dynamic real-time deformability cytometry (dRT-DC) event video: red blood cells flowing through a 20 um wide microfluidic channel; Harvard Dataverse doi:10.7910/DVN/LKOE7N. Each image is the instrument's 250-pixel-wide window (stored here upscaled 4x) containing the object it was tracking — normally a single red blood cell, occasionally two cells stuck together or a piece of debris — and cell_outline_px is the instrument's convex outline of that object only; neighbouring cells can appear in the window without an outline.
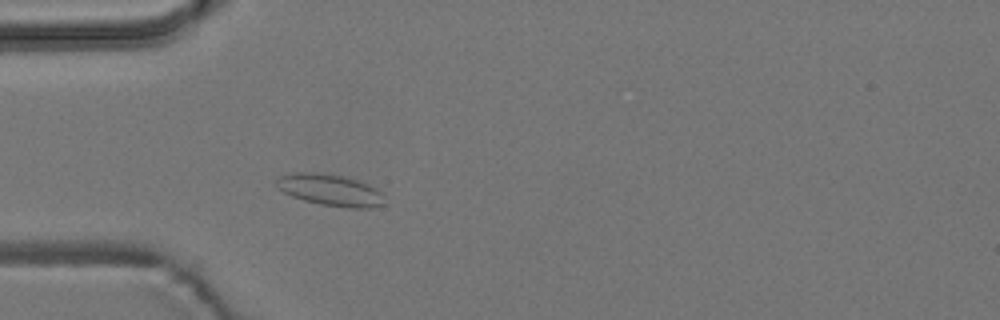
{"species": "common noctule bat (a hibernating species)", "species_latin": "Nyctalus noctula", "temperature_condition": "room temperature", "stored_images_in_passage": 41, "camera_frame_rate_fps": 3000, "um_per_image_px": 0.085, "animal": {"sex": "male", "body_mass_g": 19.2, "forearm_length_mm": 51.8}, "frame": {"image": 1, "passage_image": 13, "time_ms": 4.0, "image_size_px": [1000, 320], "cell_outline_px": [[388, 204], [372, 208], [348, 208], [320, 204], [304, 200], [292, 196], [284, 192], [276, 184], [276, 180], [280, 176], [292, 172], [316, 172], [344, 176], [368, 184], [376, 188], [380, 192]], "centroid_in_image_um": [28.12, 16.16], "position_along_channel_um": 56.9, "area_um2": 20.0}}
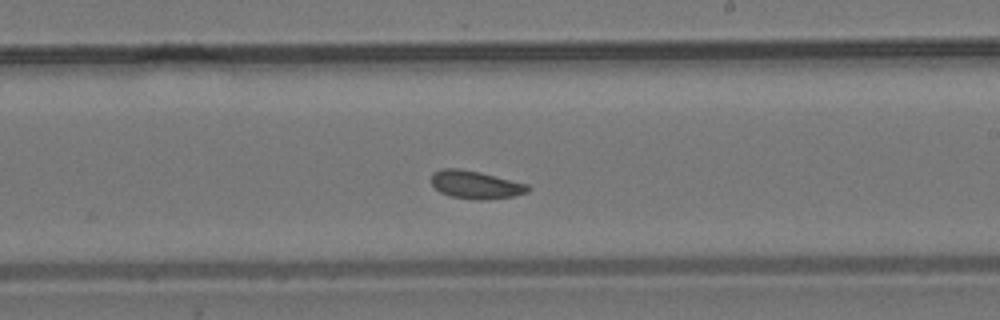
{"frame": {"image": 2, "passage_image": 29, "time_ms": 9.333, "image_size_px": [1000, 320], "cell_outline_px": [[528, 192], [512, 196], [484, 200], [476, 200], [452, 196], [440, 192], [432, 184], [432, 172], [440, 168], [460, 168], [480, 172], [528, 184]], "centroid_in_image_um": [40.4, 15.69], "position_along_channel_um": 248.6, "area_um2": 15.66}}
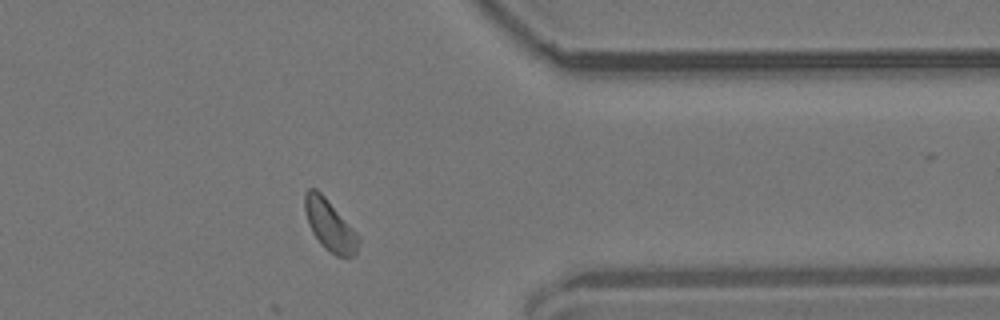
{"frame": {"image": 3, "passage_image": 41, "time_ms": 13.333, "image_size_px": [1000, 320], "cell_outline_px": [[360, 244], [356, 252], [352, 256], [336, 256], [324, 248], [312, 232], [308, 224], [304, 208], [304, 192], [308, 188], [316, 188], [324, 196], [360, 236]], "centroid_in_image_um": [28.02, 19.14], "position_along_channel_um": 383.4, "area_um2": 15.95}, "authors_computed_cell_mechanics": {"area_um2": 16.0684, "velocity_mm_per_s": 3.6894, "shape_relaxation_time_tau1_ms": null, "shape_relaxation_time_tau2_ms": 3.3753, "deformation_change_tau1": null, "deformation_change_tau2": 0.0759}}